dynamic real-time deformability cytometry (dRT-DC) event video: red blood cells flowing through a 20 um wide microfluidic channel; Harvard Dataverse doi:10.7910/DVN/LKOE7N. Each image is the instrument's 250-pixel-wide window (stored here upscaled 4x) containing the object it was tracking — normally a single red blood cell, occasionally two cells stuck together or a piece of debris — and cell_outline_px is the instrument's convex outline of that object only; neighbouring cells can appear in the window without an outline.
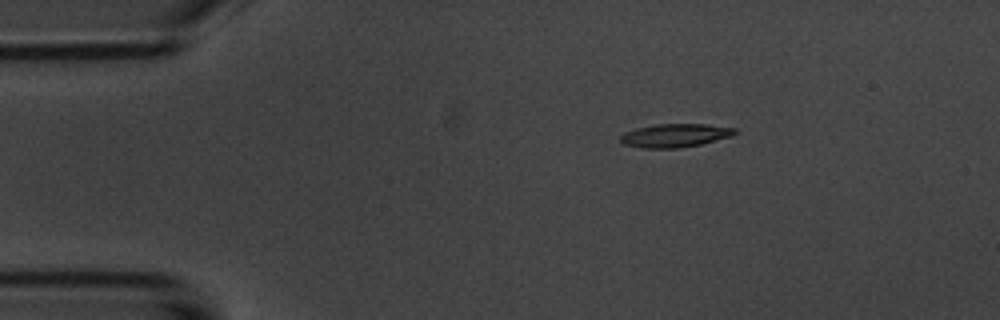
{"species": "common noctule bat (a hibernating species)", "species_latin": "Nyctalus noctula", "temperature_condition": "room temperature", "stored_images_in_passage": 4, "camera_frame_rate_fps": 3000, "um_per_image_px": 0.085, "animal": {"sex": "male", "body_mass_g": 20.1, "forearm_length_mm": 53.5}, "frame": {"image": 1, "passage_image": 2, "time_ms": 2.0, "image_size_px": [1000, 320], "cell_outline_px": [[736, 132], [732, 136], [700, 144], [676, 148], [640, 148], [624, 144], [620, 140], [620, 136], [624, 132], [636, 128], [656, 124], [708, 124], [736, 128]], "centroid_in_image_um": [57.36, 11.51], "position_along_channel_um": 27.6, "area_um2": 15.61}}